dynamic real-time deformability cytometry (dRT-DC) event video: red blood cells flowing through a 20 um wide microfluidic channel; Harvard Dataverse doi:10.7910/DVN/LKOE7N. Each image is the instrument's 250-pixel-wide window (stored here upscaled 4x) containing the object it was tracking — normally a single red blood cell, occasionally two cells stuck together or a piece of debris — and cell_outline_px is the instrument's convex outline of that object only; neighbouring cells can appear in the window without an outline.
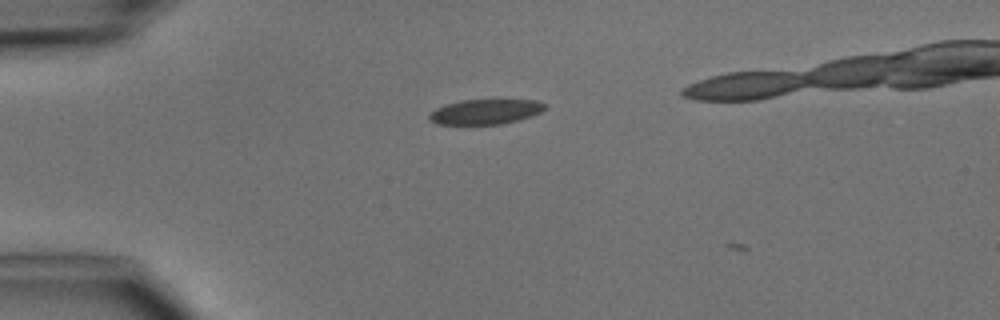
{"species": "common noctule bat (a hibernating species)", "species_latin": "Nyctalus noctula", "temperature_condition": "cold", "stored_images_in_passage": 2, "camera_frame_rate_fps": 3000, "um_per_image_px": 0.085, "animal": {"sex": "male", "body_mass_g": 15.6}, "frame": {"image": 1, "passage_image": 1, "time_ms": 0.0, "image_size_px": [1000, 320], "cell_outline_px": [[548, 108], [532, 116], [520, 120], [504, 124], [436, 124], [428, 120], [428, 116], [436, 108], [444, 104], [460, 100], [536, 100], [544, 104]], "centroid_in_image_um": [41.26, 9.5], "position_along_channel_um": 43.7, "area_um2": 16.99}}